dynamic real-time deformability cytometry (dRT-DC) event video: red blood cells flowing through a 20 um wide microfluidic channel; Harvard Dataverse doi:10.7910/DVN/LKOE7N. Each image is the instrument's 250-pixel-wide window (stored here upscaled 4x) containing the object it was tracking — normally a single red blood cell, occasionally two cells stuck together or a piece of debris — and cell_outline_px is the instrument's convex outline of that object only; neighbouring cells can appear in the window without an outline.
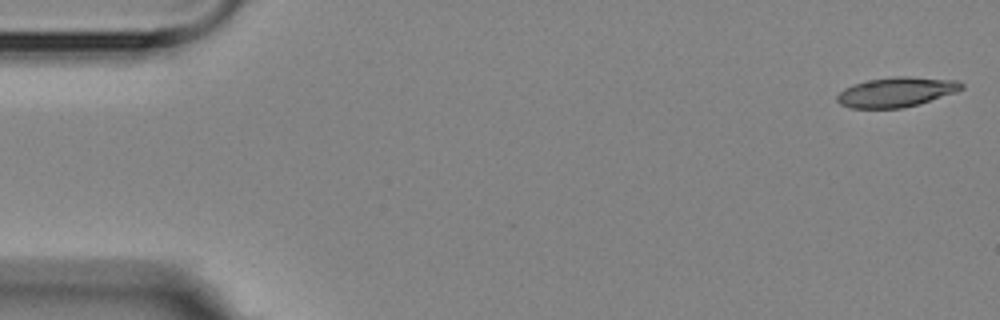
{"species": "Egyptian fruit bat (a non-hibernating species)", "species_latin": "Rousettus aegyptiacus", "temperature_condition": "room temperature", "stored_images_in_passage": 4, "camera_frame_rate_fps": 3000, "um_per_image_px": 0.085, "animal": {"sex": "female"}, "frame": {"image": 1, "passage_image": 1, "time_ms": 0.0, "image_size_px": [1000, 320], "cell_outline_px": [[964, 88], [956, 92], [920, 104], [900, 108], [852, 108], [840, 104], [836, 100], [836, 96], [844, 88], [852, 84], [868, 80], [896, 76], [908, 76], [960, 80], [964, 84]], "centroid_in_image_um": [76.21, 7.81], "position_along_channel_um": 8.8, "area_um2": 21.79}}
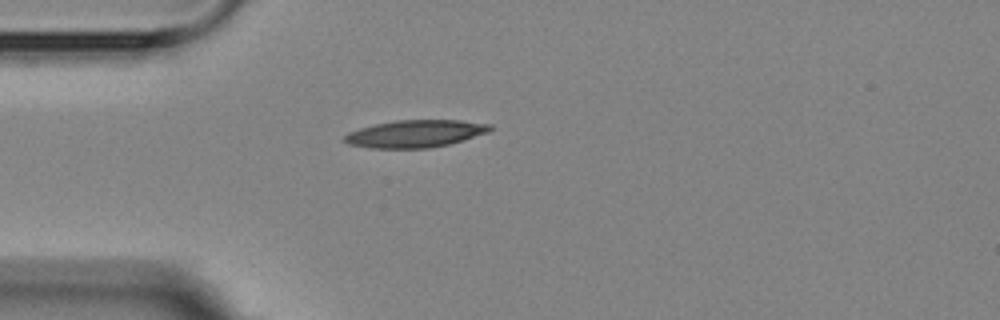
{"frame": {"image": 2, "passage_image": 4, "time_ms": 4.333, "image_size_px": [1000, 320], "cell_outline_px": [[492, 128], [488, 132], [448, 144], [428, 148], [368, 148], [348, 144], [340, 140], [348, 132], [360, 128], [376, 124], [396, 120], [460, 120], [492, 124]], "centroid_in_image_um": [35.25, 11.36], "position_along_channel_um": 49.8, "area_um2": 23.18}}